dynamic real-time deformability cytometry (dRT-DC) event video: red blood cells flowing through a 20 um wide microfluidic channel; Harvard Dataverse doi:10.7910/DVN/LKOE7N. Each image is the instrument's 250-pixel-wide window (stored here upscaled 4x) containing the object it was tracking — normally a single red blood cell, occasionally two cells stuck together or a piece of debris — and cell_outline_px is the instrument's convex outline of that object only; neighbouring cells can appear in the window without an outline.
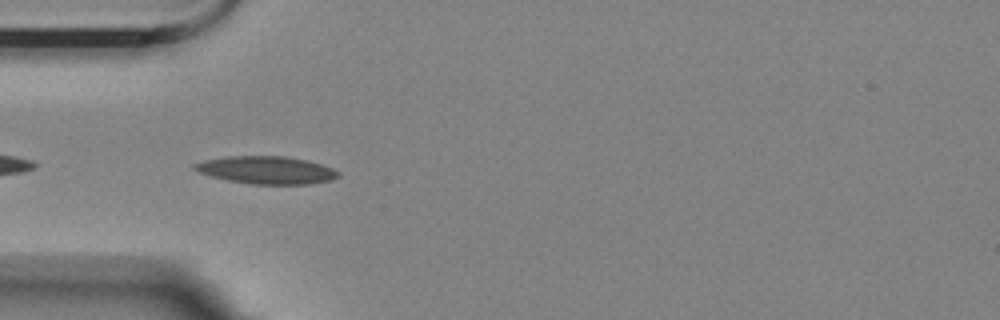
{"species": "Egyptian fruit bat (a non-hibernating species)", "species_latin": "Rousettus aegyptiacus", "temperature_condition": "room temperature", "stored_images_in_passage": 33, "camera_frame_rate_fps": 3000, "um_per_image_px": 0.085, "animal": {"sex": "female"}, "frame": {"image": 1, "passage_image": 2, "time_ms": 0.333, "image_size_px": [1000, 320], "cell_outline_px": [[340, 176], [332, 180], [308, 184], [252, 184], [228, 180], [212, 176], [200, 172], [192, 168], [192, 164], [204, 160], [228, 156], [284, 156], [308, 160], [332, 168], [340, 172]], "centroid_in_image_um": [22.67, 14.45], "position_along_channel_um": 62.3, "area_um2": 23.12}}
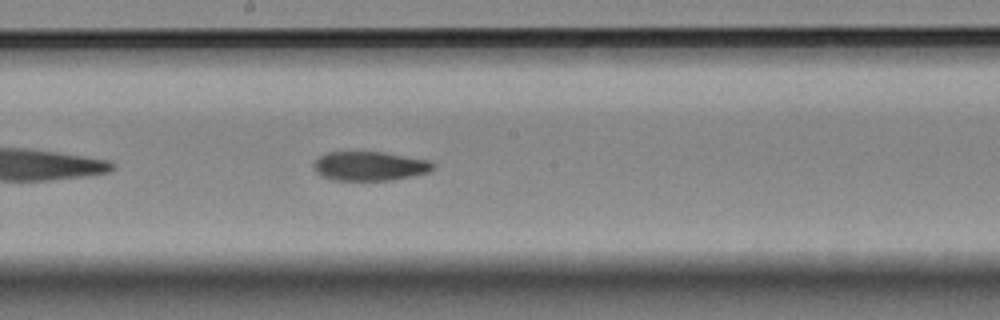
{"frame": {"image": 2, "passage_image": 15, "time_ms": 4.667, "image_size_px": [1000, 320], "cell_outline_px": [[436, 164], [428, 172], [392, 180], [332, 180], [320, 176], [312, 168], [312, 164], [320, 156], [328, 152], [384, 152], [428, 160]], "centroid_in_image_um": [31.37, 14.12], "position_along_channel_um": 216.8, "area_um2": 20.29}}
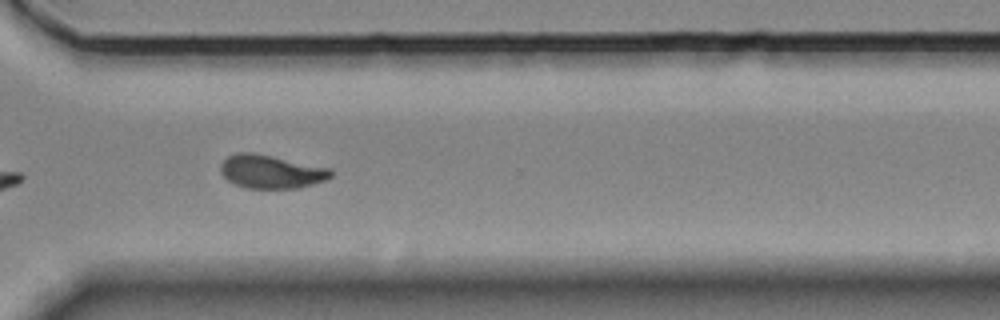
{"frame": {"image": 3, "passage_image": 26, "time_ms": 8.333, "image_size_px": [1000, 320], "cell_outline_px": [[332, 176], [324, 180], [312, 184], [296, 188], [244, 188], [228, 180], [220, 172], [220, 164], [228, 156], [236, 152], [252, 152], [332, 168]], "centroid_in_image_um": [23.03, 14.58], "position_along_channel_um": 347.6, "area_um2": 21.44}, "authors_computed_cell_mechanics": {"area_um2": 21.4438, "velocity_mm_per_s": 3.5788, "shape_relaxation_time_tau1_ms": 8.3829, "shape_relaxation_time_tau2_ms": 4.0088, "deformation_change_tau1": 0.2247, "deformation_change_tau2": 0.1053}}